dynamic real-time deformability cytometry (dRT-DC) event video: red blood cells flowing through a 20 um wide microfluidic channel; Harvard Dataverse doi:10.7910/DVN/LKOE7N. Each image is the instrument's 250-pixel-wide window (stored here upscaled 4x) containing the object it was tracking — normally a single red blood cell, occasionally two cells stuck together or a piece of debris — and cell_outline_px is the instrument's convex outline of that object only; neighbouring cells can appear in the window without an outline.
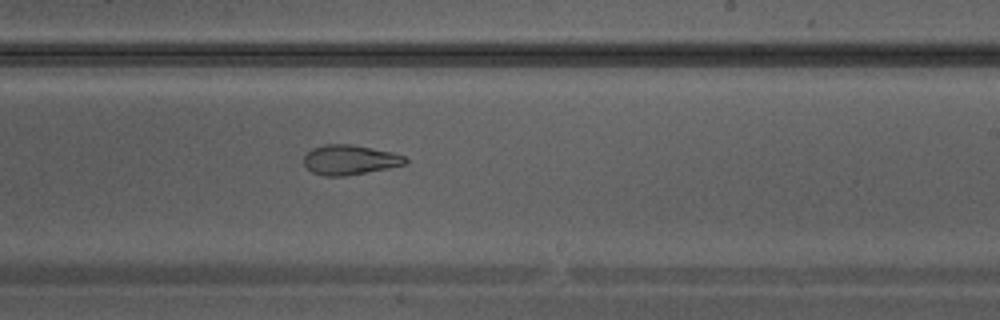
{"species": "Egyptian fruit bat (a non-hibernating species)", "species_latin": "Rousettus aegyptiacus", "temperature_condition": "warm", "stored_images_in_passage": 28, "camera_frame_rate_fps": 3000, "um_per_image_px": 0.085, "animal": {"sex": "male"}, "frame": {"image": 1, "passage_image": 13, "time_ms": 4.0, "image_size_px": [1000, 320], "cell_outline_px": [[408, 160], [404, 164], [388, 168], [344, 176], [324, 176], [312, 172], [304, 164], [304, 156], [312, 148], [324, 144], [352, 144], [392, 152], [404, 156]], "centroid_in_image_um": [29.71, 13.58], "position_along_channel_um": 259.3, "area_um2": 17.51}}